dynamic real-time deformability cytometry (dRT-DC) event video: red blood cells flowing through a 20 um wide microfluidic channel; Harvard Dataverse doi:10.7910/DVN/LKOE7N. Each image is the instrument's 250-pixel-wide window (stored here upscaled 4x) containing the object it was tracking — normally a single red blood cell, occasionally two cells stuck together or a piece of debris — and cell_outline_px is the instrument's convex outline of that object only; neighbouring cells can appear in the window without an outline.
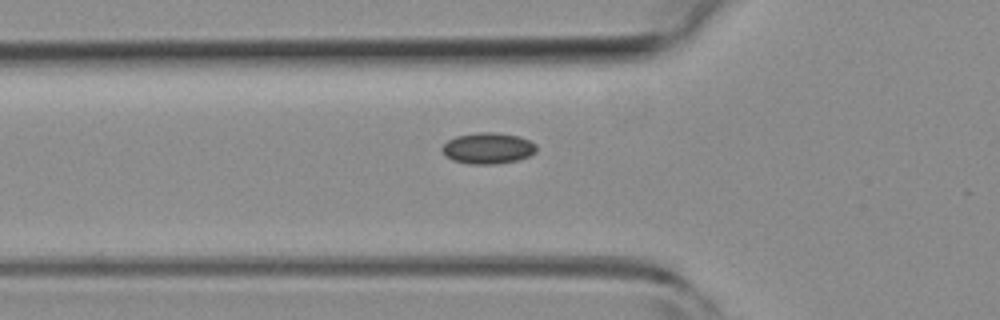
{"species": "common noctule bat (a hibernating species)", "species_latin": "Nyctalus noctula", "temperature_condition": "room temperature", "stored_images_in_passage": 2, "camera_frame_rate_fps": 3000, "um_per_image_px": 0.085, "animal": {"sex": "female", "body_mass_g": 19.3, "forearm_length_mm": 54.1}, "frame": {"image": 1, "passage_image": 2, "time_ms": 0.333, "image_size_px": [1000, 320], "cell_outline_px": [[536, 152], [528, 156], [516, 160], [496, 164], [472, 164], [452, 160], [444, 156], [440, 148], [448, 140], [456, 136], [476, 132], [496, 132], [520, 136], [536, 144]], "centroid_in_image_um": [41.45, 12.59], "position_along_channel_um": 84.4, "area_um2": 17.22}}